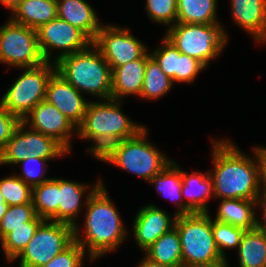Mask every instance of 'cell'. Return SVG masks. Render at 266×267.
Listing matches in <instances>:
<instances>
[{"instance_id": "obj_1", "label": "cell", "mask_w": 266, "mask_h": 267, "mask_svg": "<svg viewBox=\"0 0 266 267\" xmlns=\"http://www.w3.org/2000/svg\"><path fill=\"white\" fill-rule=\"evenodd\" d=\"M214 199H245L256 201L262 189V162L258 147L253 157L246 155L230 139H212Z\"/></svg>"}, {"instance_id": "obj_2", "label": "cell", "mask_w": 266, "mask_h": 267, "mask_svg": "<svg viewBox=\"0 0 266 267\" xmlns=\"http://www.w3.org/2000/svg\"><path fill=\"white\" fill-rule=\"evenodd\" d=\"M85 196V202H82L86 208L84 234L78 229L79 225H75L74 241L89 253L88 257L93 262L116 250L125 241L128 233L101 179Z\"/></svg>"}, {"instance_id": "obj_3", "label": "cell", "mask_w": 266, "mask_h": 267, "mask_svg": "<svg viewBox=\"0 0 266 267\" xmlns=\"http://www.w3.org/2000/svg\"><path fill=\"white\" fill-rule=\"evenodd\" d=\"M120 100L90 101L84 120L77 128V137L92 140L90 152L96 159L111 145L135 136L145 126L135 123L123 114Z\"/></svg>"}, {"instance_id": "obj_4", "label": "cell", "mask_w": 266, "mask_h": 267, "mask_svg": "<svg viewBox=\"0 0 266 267\" xmlns=\"http://www.w3.org/2000/svg\"><path fill=\"white\" fill-rule=\"evenodd\" d=\"M55 66L56 72L82 95L84 92L99 100L111 99L112 70L93 43L57 60Z\"/></svg>"}, {"instance_id": "obj_5", "label": "cell", "mask_w": 266, "mask_h": 267, "mask_svg": "<svg viewBox=\"0 0 266 267\" xmlns=\"http://www.w3.org/2000/svg\"><path fill=\"white\" fill-rule=\"evenodd\" d=\"M146 128L133 137L111 145L97 160L113 164L149 182L168 166L171 159L148 142Z\"/></svg>"}, {"instance_id": "obj_6", "label": "cell", "mask_w": 266, "mask_h": 267, "mask_svg": "<svg viewBox=\"0 0 266 267\" xmlns=\"http://www.w3.org/2000/svg\"><path fill=\"white\" fill-rule=\"evenodd\" d=\"M164 35L181 52L198 59L206 67L227 45V33L221 24L176 23Z\"/></svg>"}, {"instance_id": "obj_7", "label": "cell", "mask_w": 266, "mask_h": 267, "mask_svg": "<svg viewBox=\"0 0 266 267\" xmlns=\"http://www.w3.org/2000/svg\"><path fill=\"white\" fill-rule=\"evenodd\" d=\"M183 264L215 263L223 258L212 233V218L209 212H197L177 216Z\"/></svg>"}, {"instance_id": "obj_8", "label": "cell", "mask_w": 266, "mask_h": 267, "mask_svg": "<svg viewBox=\"0 0 266 267\" xmlns=\"http://www.w3.org/2000/svg\"><path fill=\"white\" fill-rule=\"evenodd\" d=\"M23 70L24 72L0 99L3 106L21 121L38 103L45 100L46 86L56 71V66L53 62H44L39 66Z\"/></svg>"}, {"instance_id": "obj_9", "label": "cell", "mask_w": 266, "mask_h": 267, "mask_svg": "<svg viewBox=\"0 0 266 267\" xmlns=\"http://www.w3.org/2000/svg\"><path fill=\"white\" fill-rule=\"evenodd\" d=\"M74 242V226L44 220L23 252L15 259L19 267H41Z\"/></svg>"}, {"instance_id": "obj_10", "label": "cell", "mask_w": 266, "mask_h": 267, "mask_svg": "<svg viewBox=\"0 0 266 267\" xmlns=\"http://www.w3.org/2000/svg\"><path fill=\"white\" fill-rule=\"evenodd\" d=\"M0 62L17 69L46 62L38 45L37 30L7 20L0 27Z\"/></svg>"}, {"instance_id": "obj_11", "label": "cell", "mask_w": 266, "mask_h": 267, "mask_svg": "<svg viewBox=\"0 0 266 267\" xmlns=\"http://www.w3.org/2000/svg\"><path fill=\"white\" fill-rule=\"evenodd\" d=\"M37 36L44 60L53 63L64 56L86 49L92 43L81 30L59 17L41 25L37 29ZM55 49L62 52L52 60V51Z\"/></svg>"}, {"instance_id": "obj_12", "label": "cell", "mask_w": 266, "mask_h": 267, "mask_svg": "<svg viewBox=\"0 0 266 267\" xmlns=\"http://www.w3.org/2000/svg\"><path fill=\"white\" fill-rule=\"evenodd\" d=\"M92 43L101 52L111 70L140 59L147 52L146 45L134 37L128 28L112 24H103Z\"/></svg>"}, {"instance_id": "obj_13", "label": "cell", "mask_w": 266, "mask_h": 267, "mask_svg": "<svg viewBox=\"0 0 266 267\" xmlns=\"http://www.w3.org/2000/svg\"><path fill=\"white\" fill-rule=\"evenodd\" d=\"M22 121L32 130L57 139L71 151V137L77 135V127L46 100L38 103Z\"/></svg>"}, {"instance_id": "obj_14", "label": "cell", "mask_w": 266, "mask_h": 267, "mask_svg": "<svg viewBox=\"0 0 266 267\" xmlns=\"http://www.w3.org/2000/svg\"><path fill=\"white\" fill-rule=\"evenodd\" d=\"M45 100L54 105L77 128L82 124L90 102L56 71L48 80Z\"/></svg>"}, {"instance_id": "obj_15", "label": "cell", "mask_w": 266, "mask_h": 267, "mask_svg": "<svg viewBox=\"0 0 266 267\" xmlns=\"http://www.w3.org/2000/svg\"><path fill=\"white\" fill-rule=\"evenodd\" d=\"M137 211L132 233L138 247L144 252L163 234L175 227L177 215L174 213L170 216L154 204H146Z\"/></svg>"}, {"instance_id": "obj_16", "label": "cell", "mask_w": 266, "mask_h": 267, "mask_svg": "<svg viewBox=\"0 0 266 267\" xmlns=\"http://www.w3.org/2000/svg\"><path fill=\"white\" fill-rule=\"evenodd\" d=\"M232 20L257 43L266 42V0H230Z\"/></svg>"}, {"instance_id": "obj_17", "label": "cell", "mask_w": 266, "mask_h": 267, "mask_svg": "<svg viewBox=\"0 0 266 267\" xmlns=\"http://www.w3.org/2000/svg\"><path fill=\"white\" fill-rule=\"evenodd\" d=\"M57 17L81 30L92 42L103 25L85 0H57Z\"/></svg>"}, {"instance_id": "obj_18", "label": "cell", "mask_w": 266, "mask_h": 267, "mask_svg": "<svg viewBox=\"0 0 266 267\" xmlns=\"http://www.w3.org/2000/svg\"><path fill=\"white\" fill-rule=\"evenodd\" d=\"M146 69V53L137 60L112 69L111 99L136 95L140 97Z\"/></svg>"}, {"instance_id": "obj_19", "label": "cell", "mask_w": 266, "mask_h": 267, "mask_svg": "<svg viewBox=\"0 0 266 267\" xmlns=\"http://www.w3.org/2000/svg\"><path fill=\"white\" fill-rule=\"evenodd\" d=\"M182 197L187 198L185 204L194 212H209L208 201L213 195L212 179L209 172L199 171L191 174L182 170Z\"/></svg>"}, {"instance_id": "obj_20", "label": "cell", "mask_w": 266, "mask_h": 267, "mask_svg": "<svg viewBox=\"0 0 266 267\" xmlns=\"http://www.w3.org/2000/svg\"><path fill=\"white\" fill-rule=\"evenodd\" d=\"M88 185L59 178V209L51 221L77 225L75 221L82 208V199Z\"/></svg>"}, {"instance_id": "obj_21", "label": "cell", "mask_w": 266, "mask_h": 267, "mask_svg": "<svg viewBox=\"0 0 266 267\" xmlns=\"http://www.w3.org/2000/svg\"><path fill=\"white\" fill-rule=\"evenodd\" d=\"M149 183L153 184L158 194L169 198L175 202L178 208L175 212L177 216L194 213L183 201L182 169L173 160L158 175H155Z\"/></svg>"}, {"instance_id": "obj_22", "label": "cell", "mask_w": 266, "mask_h": 267, "mask_svg": "<svg viewBox=\"0 0 266 267\" xmlns=\"http://www.w3.org/2000/svg\"><path fill=\"white\" fill-rule=\"evenodd\" d=\"M11 15L12 21L37 30L57 17V0H23Z\"/></svg>"}, {"instance_id": "obj_23", "label": "cell", "mask_w": 266, "mask_h": 267, "mask_svg": "<svg viewBox=\"0 0 266 267\" xmlns=\"http://www.w3.org/2000/svg\"><path fill=\"white\" fill-rule=\"evenodd\" d=\"M214 220L244 230L256 228V201L245 199H223Z\"/></svg>"}, {"instance_id": "obj_24", "label": "cell", "mask_w": 266, "mask_h": 267, "mask_svg": "<svg viewBox=\"0 0 266 267\" xmlns=\"http://www.w3.org/2000/svg\"><path fill=\"white\" fill-rule=\"evenodd\" d=\"M144 253L153 262L171 267H181L183 265L182 250L176 227L163 234Z\"/></svg>"}, {"instance_id": "obj_25", "label": "cell", "mask_w": 266, "mask_h": 267, "mask_svg": "<svg viewBox=\"0 0 266 267\" xmlns=\"http://www.w3.org/2000/svg\"><path fill=\"white\" fill-rule=\"evenodd\" d=\"M237 250L239 267H266V231L245 230Z\"/></svg>"}, {"instance_id": "obj_26", "label": "cell", "mask_w": 266, "mask_h": 267, "mask_svg": "<svg viewBox=\"0 0 266 267\" xmlns=\"http://www.w3.org/2000/svg\"><path fill=\"white\" fill-rule=\"evenodd\" d=\"M218 0H178L177 23L221 24L217 19Z\"/></svg>"}, {"instance_id": "obj_27", "label": "cell", "mask_w": 266, "mask_h": 267, "mask_svg": "<svg viewBox=\"0 0 266 267\" xmlns=\"http://www.w3.org/2000/svg\"><path fill=\"white\" fill-rule=\"evenodd\" d=\"M169 78L160 68L156 60L146 52V69L140 97L156 100L164 96L173 86Z\"/></svg>"}, {"instance_id": "obj_28", "label": "cell", "mask_w": 266, "mask_h": 267, "mask_svg": "<svg viewBox=\"0 0 266 267\" xmlns=\"http://www.w3.org/2000/svg\"><path fill=\"white\" fill-rule=\"evenodd\" d=\"M25 147L28 156L40 159H55L63 157L70 151L57 139L44 135L38 131L27 128L25 124Z\"/></svg>"}, {"instance_id": "obj_29", "label": "cell", "mask_w": 266, "mask_h": 267, "mask_svg": "<svg viewBox=\"0 0 266 267\" xmlns=\"http://www.w3.org/2000/svg\"><path fill=\"white\" fill-rule=\"evenodd\" d=\"M59 178H49L33 187L32 203L37 216L50 220L59 209Z\"/></svg>"}, {"instance_id": "obj_30", "label": "cell", "mask_w": 266, "mask_h": 267, "mask_svg": "<svg viewBox=\"0 0 266 267\" xmlns=\"http://www.w3.org/2000/svg\"><path fill=\"white\" fill-rule=\"evenodd\" d=\"M43 221L44 219L36 216L27 222V226L15 228L2 239L0 244L8 262L14 261L23 252Z\"/></svg>"}, {"instance_id": "obj_31", "label": "cell", "mask_w": 266, "mask_h": 267, "mask_svg": "<svg viewBox=\"0 0 266 267\" xmlns=\"http://www.w3.org/2000/svg\"><path fill=\"white\" fill-rule=\"evenodd\" d=\"M0 191L8 206L32 203L33 188L26 184L17 173L0 179Z\"/></svg>"}, {"instance_id": "obj_32", "label": "cell", "mask_w": 266, "mask_h": 267, "mask_svg": "<svg viewBox=\"0 0 266 267\" xmlns=\"http://www.w3.org/2000/svg\"><path fill=\"white\" fill-rule=\"evenodd\" d=\"M37 216L33 203L9 206L0 221V236L3 239L7 234L21 226H27Z\"/></svg>"}, {"instance_id": "obj_33", "label": "cell", "mask_w": 266, "mask_h": 267, "mask_svg": "<svg viewBox=\"0 0 266 267\" xmlns=\"http://www.w3.org/2000/svg\"><path fill=\"white\" fill-rule=\"evenodd\" d=\"M28 157L25 147V123L21 121L5 148L0 152V164L18 165Z\"/></svg>"}, {"instance_id": "obj_34", "label": "cell", "mask_w": 266, "mask_h": 267, "mask_svg": "<svg viewBox=\"0 0 266 267\" xmlns=\"http://www.w3.org/2000/svg\"><path fill=\"white\" fill-rule=\"evenodd\" d=\"M245 230L230 224L212 220V233L216 246L223 259H226L224 250L239 247L241 238Z\"/></svg>"}, {"instance_id": "obj_35", "label": "cell", "mask_w": 266, "mask_h": 267, "mask_svg": "<svg viewBox=\"0 0 266 267\" xmlns=\"http://www.w3.org/2000/svg\"><path fill=\"white\" fill-rule=\"evenodd\" d=\"M145 9L149 18L169 28L177 23L178 0H146Z\"/></svg>"}, {"instance_id": "obj_36", "label": "cell", "mask_w": 266, "mask_h": 267, "mask_svg": "<svg viewBox=\"0 0 266 267\" xmlns=\"http://www.w3.org/2000/svg\"><path fill=\"white\" fill-rule=\"evenodd\" d=\"M150 55L159 64L162 71L175 83V72L178 65V49L165 36L162 45L153 50Z\"/></svg>"}, {"instance_id": "obj_37", "label": "cell", "mask_w": 266, "mask_h": 267, "mask_svg": "<svg viewBox=\"0 0 266 267\" xmlns=\"http://www.w3.org/2000/svg\"><path fill=\"white\" fill-rule=\"evenodd\" d=\"M51 159H40L36 156H28L24 160L18 163V165H22V174L17 175L21 178L26 184L30 187H35L37 185L42 184L49 178H45V173L47 171V161ZM34 164L35 166H31ZM36 165H39V168H36Z\"/></svg>"}, {"instance_id": "obj_38", "label": "cell", "mask_w": 266, "mask_h": 267, "mask_svg": "<svg viewBox=\"0 0 266 267\" xmlns=\"http://www.w3.org/2000/svg\"><path fill=\"white\" fill-rule=\"evenodd\" d=\"M207 67L198 59L181 53L178 50V65L175 72V82L192 83L198 74Z\"/></svg>"}, {"instance_id": "obj_39", "label": "cell", "mask_w": 266, "mask_h": 267, "mask_svg": "<svg viewBox=\"0 0 266 267\" xmlns=\"http://www.w3.org/2000/svg\"><path fill=\"white\" fill-rule=\"evenodd\" d=\"M85 256L84 249L74 241L67 249L41 267H82Z\"/></svg>"}, {"instance_id": "obj_40", "label": "cell", "mask_w": 266, "mask_h": 267, "mask_svg": "<svg viewBox=\"0 0 266 267\" xmlns=\"http://www.w3.org/2000/svg\"><path fill=\"white\" fill-rule=\"evenodd\" d=\"M21 120L0 102V152L5 148Z\"/></svg>"}, {"instance_id": "obj_41", "label": "cell", "mask_w": 266, "mask_h": 267, "mask_svg": "<svg viewBox=\"0 0 266 267\" xmlns=\"http://www.w3.org/2000/svg\"><path fill=\"white\" fill-rule=\"evenodd\" d=\"M256 207L262 210V218L257 217L256 228L266 231V189L262 187L260 194L256 198ZM263 219V220H262Z\"/></svg>"}, {"instance_id": "obj_42", "label": "cell", "mask_w": 266, "mask_h": 267, "mask_svg": "<svg viewBox=\"0 0 266 267\" xmlns=\"http://www.w3.org/2000/svg\"><path fill=\"white\" fill-rule=\"evenodd\" d=\"M181 267H229L227 259L215 263L183 264Z\"/></svg>"}, {"instance_id": "obj_43", "label": "cell", "mask_w": 266, "mask_h": 267, "mask_svg": "<svg viewBox=\"0 0 266 267\" xmlns=\"http://www.w3.org/2000/svg\"><path fill=\"white\" fill-rule=\"evenodd\" d=\"M262 162V187L266 189V147H259Z\"/></svg>"}, {"instance_id": "obj_44", "label": "cell", "mask_w": 266, "mask_h": 267, "mask_svg": "<svg viewBox=\"0 0 266 267\" xmlns=\"http://www.w3.org/2000/svg\"><path fill=\"white\" fill-rule=\"evenodd\" d=\"M138 267H171V266H166V265L153 262L149 258L144 256L143 260L140 262Z\"/></svg>"}, {"instance_id": "obj_45", "label": "cell", "mask_w": 266, "mask_h": 267, "mask_svg": "<svg viewBox=\"0 0 266 267\" xmlns=\"http://www.w3.org/2000/svg\"><path fill=\"white\" fill-rule=\"evenodd\" d=\"M22 1L23 0H0V3L12 12Z\"/></svg>"}, {"instance_id": "obj_46", "label": "cell", "mask_w": 266, "mask_h": 267, "mask_svg": "<svg viewBox=\"0 0 266 267\" xmlns=\"http://www.w3.org/2000/svg\"><path fill=\"white\" fill-rule=\"evenodd\" d=\"M8 207L9 206L6 204L4 197L2 196L1 191H0V221L2 217L5 215Z\"/></svg>"}]
</instances>
